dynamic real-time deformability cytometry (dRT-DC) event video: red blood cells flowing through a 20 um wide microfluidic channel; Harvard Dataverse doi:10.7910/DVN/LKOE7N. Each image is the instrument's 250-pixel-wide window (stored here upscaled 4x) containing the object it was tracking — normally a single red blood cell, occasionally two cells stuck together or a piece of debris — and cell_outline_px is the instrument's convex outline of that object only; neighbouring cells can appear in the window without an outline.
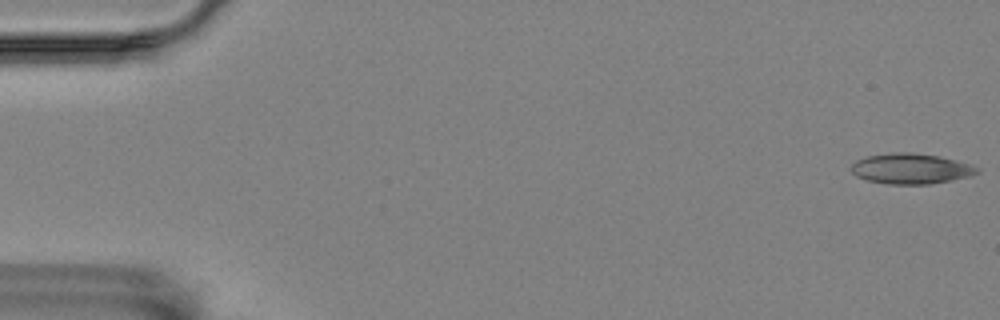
{"species": "Egyptian fruit bat (a non-hibernating species)", "species_latin": "Rousettus aegyptiacus", "temperature_condition": "room temperature", "stored_images_in_passage": 9, "camera_frame_rate_fps": 3000, "um_per_image_px": 0.085, "animal": {"sex": "female"}, "frame": {"image": 1, "passage_image": 1, "time_ms": 0.0, "image_size_px": [1000, 320], "cell_outline_px": [[980, 172], [972, 176], [952, 180], [928, 184], [888, 184], [868, 180], [856, 176], [848, 168], [856, 160], [868, 156], [892, 152], [912, 152], [940, 156], [972, 164], [980, 168]], "centroid_in_image_um": [77.45, 14.33], "position_along_channel_um": 7.5, "area_um2": 22.6}}